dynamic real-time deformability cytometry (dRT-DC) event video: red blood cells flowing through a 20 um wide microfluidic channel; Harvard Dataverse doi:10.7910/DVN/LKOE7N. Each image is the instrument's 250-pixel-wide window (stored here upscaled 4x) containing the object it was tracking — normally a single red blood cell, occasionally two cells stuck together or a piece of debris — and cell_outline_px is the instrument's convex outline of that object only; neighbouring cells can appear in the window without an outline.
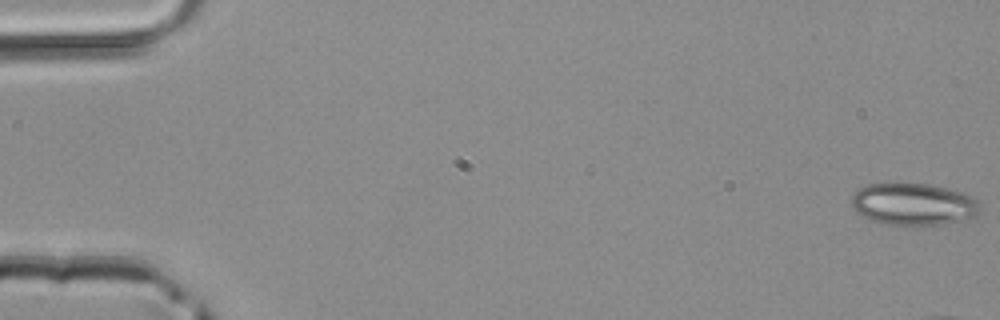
{"species": "common noctule bat (a hibernating species)", "species_latin": "Nyctalus noctula", "temperature_condition": "room temperature", "stored_images_in_passage": 11, "camera_frame_rate_fps": 3000, "um_per_image_px": 0.085, "animal": {"sex": "male", "body_mass_g": 20.4}, "frame": {"image": 1, "passage_image": 1, "time_ms": 0.0, "image_size_px": [1000, 320], "cell_outline_px": [[980, 212], [976, 216], [940, 224], [884, 224], [872, 220], [864, 216], [852, 208], [852, 196], [860, 188], [868, 184], [884, 180], [888, 180], [928, 184], [964, 192], [980, 200]], "centroid_in_image_um": [77.63, 17.29], "position_along_channel_um": 7.4, "area_um2": 32.02}}